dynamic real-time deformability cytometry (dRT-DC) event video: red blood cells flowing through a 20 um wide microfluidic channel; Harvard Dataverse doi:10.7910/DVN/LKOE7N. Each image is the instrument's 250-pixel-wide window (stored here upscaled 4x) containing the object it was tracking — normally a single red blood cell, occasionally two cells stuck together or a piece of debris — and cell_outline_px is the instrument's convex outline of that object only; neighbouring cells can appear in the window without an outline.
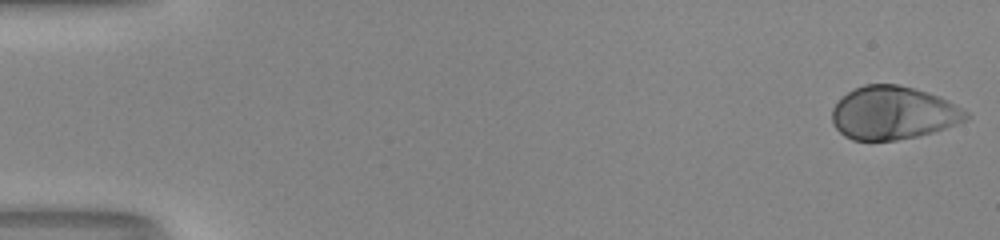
{"species": "human", "species_latin": "Homo sapiens", "temperature_condition": "room temperature", "stored_images_in_passage": 51, "camera_frame_rate_fps": 3000, "um_per_image_px": 0.085, "donor": {"sex": "male"}, "frame": {"image": 1, "passage_image": 1, "time_ms": 0.0, "image_size_px": [1000, 240], "cell_outline_px": [[972, 116], [956, 124], [932, 132], [916, 136], [896, 140], [852, 140], [844, 136], [832, 124], [832, 108], [848, 92], [864, 84], [900, 84], [940, 96], [968, 112]], "centroid_in_image_um": [75.91, 9.6], "position_along_channel_um": 9.1, "area_um2": 41.33}}
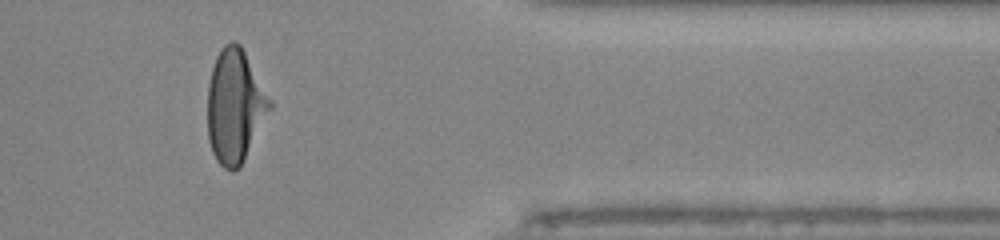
{"frame": {"image": 2, "passage_image": 43, "time_ms": 14.0, "image_size_px": [1000, 240], "cell_outline_px": [[272, 108], [240, 168], [232, 172], [224, 168], [216, 160], [212, 152], [208, 140], [208, 84], [212, 68], [216, 56], [220, 48], [224, 44], [232, 40], [236, 40], [240, 44], [272, 100]], "centroid_in_image_um": [19.97, 9.02], "position_along_channel_um": 391.4, "area_um2": 41.5}}
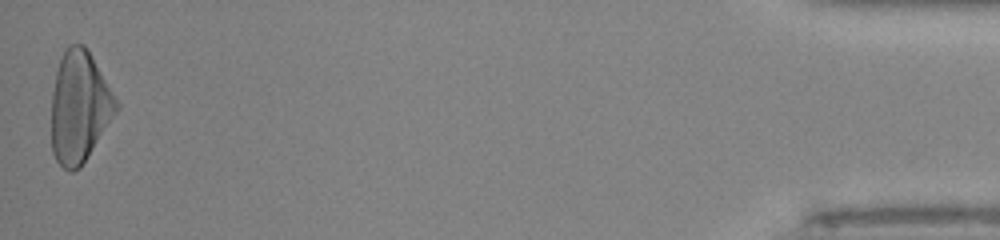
{"frame": {"image": 3, "passage_image": 51, "time_ms": 16.667, "image_size_px": [1000, 240], "cell_outline_px": [[120, 108], [80, 168], [72, 172], [68, 172], [56, 160], [52, 152], [52, 92], [56, 72], [60, 60], [68, 44], [84, 44], [92, 56], [120, 104]], "centroid_in_image_um": [6.76, 9.11], "position_along_channel_um": 428.4, "area_um2": 42.14}}